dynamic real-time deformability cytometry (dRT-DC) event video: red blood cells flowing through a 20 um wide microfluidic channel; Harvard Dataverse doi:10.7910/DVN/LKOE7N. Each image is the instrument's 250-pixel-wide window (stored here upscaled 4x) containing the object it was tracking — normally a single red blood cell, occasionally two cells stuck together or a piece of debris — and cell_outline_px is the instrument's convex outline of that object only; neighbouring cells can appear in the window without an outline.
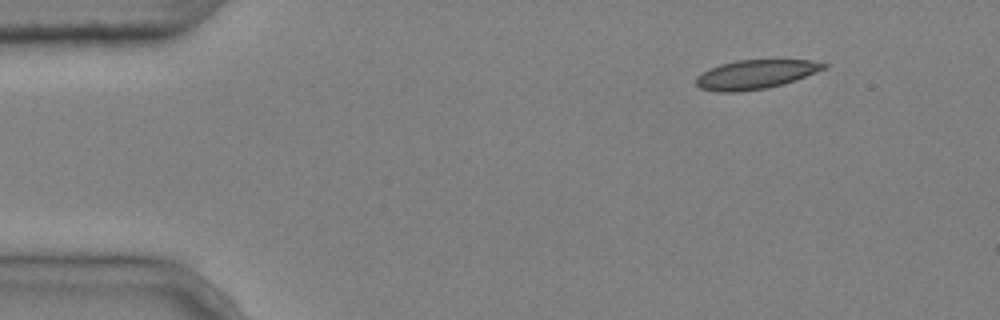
{"species": "common noctule bat (a hibernating species)", "species_latin": "Nyctalus noctula", "temperature_condition": "cold", "stored_images_in_passage": 3, "camera_frame_rate_fps": 3000, "um_per_image_px": 0.085, "animal": {"sex": "male", "body_mass_g": 20.4}, "frame": {"image": 1, "passage_image": 1, "time_ms": 0.0, "image_size_px": [1000, 320], "cell_outline_px": [[828, 68], [796, 80], [764, 88], [740, 92], [716, 92], [700, 88], [696, 84], [696, 76], [720, 64], [736, 60], [812, 60], [828, 64]], "centroid_in_image_um": [64.24, 6.32], "position_along_channel_um": 20.8, "area_um2": 21.56}}